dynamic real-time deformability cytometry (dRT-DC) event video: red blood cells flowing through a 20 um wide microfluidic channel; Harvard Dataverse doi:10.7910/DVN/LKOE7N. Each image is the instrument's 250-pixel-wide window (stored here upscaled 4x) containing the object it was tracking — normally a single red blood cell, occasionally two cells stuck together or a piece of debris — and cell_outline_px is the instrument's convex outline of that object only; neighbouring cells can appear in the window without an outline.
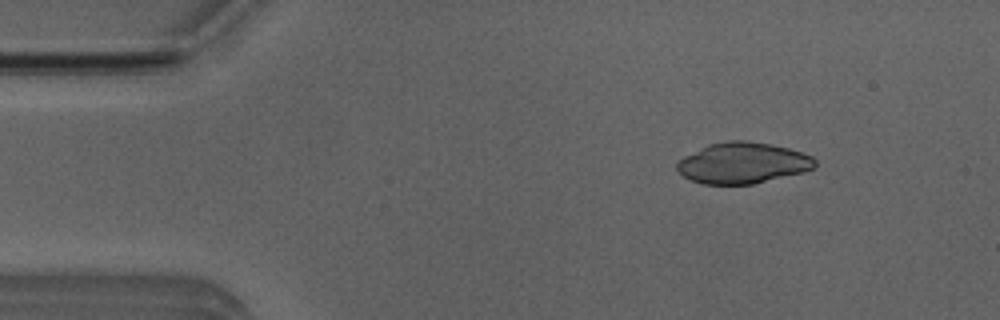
{"species": "Egyptian fruit bat (a non-hibernating species)", "species_latin": "Rousettus aegyptiacus", "temperature_condition": "room temperature", "stored_images_in_passage": 51, "camera_frame_rate_fps": 3000, "um_per_image_px": 0.085, "animal": {"sex": "male"}, "frame": {"image": 1, "passage_image": 6, "time_ms": 1.667, "image_size_px": [1000, 320], "cell_outline_px": [[816, 164], [812, 168], [804, 172], [752, 184], [704, 184], [692, 180], [684, 176], [676, 168], [676, 164], [684, 156], [708, 144], [728, 140], [744, 140], [772, 144], [788, 148], [812, 156], [816, 160]], "centroid_in_image_um": [63.13, 13.84], "position_along_channel_um": 21.9, "area_um2": 32.83}}